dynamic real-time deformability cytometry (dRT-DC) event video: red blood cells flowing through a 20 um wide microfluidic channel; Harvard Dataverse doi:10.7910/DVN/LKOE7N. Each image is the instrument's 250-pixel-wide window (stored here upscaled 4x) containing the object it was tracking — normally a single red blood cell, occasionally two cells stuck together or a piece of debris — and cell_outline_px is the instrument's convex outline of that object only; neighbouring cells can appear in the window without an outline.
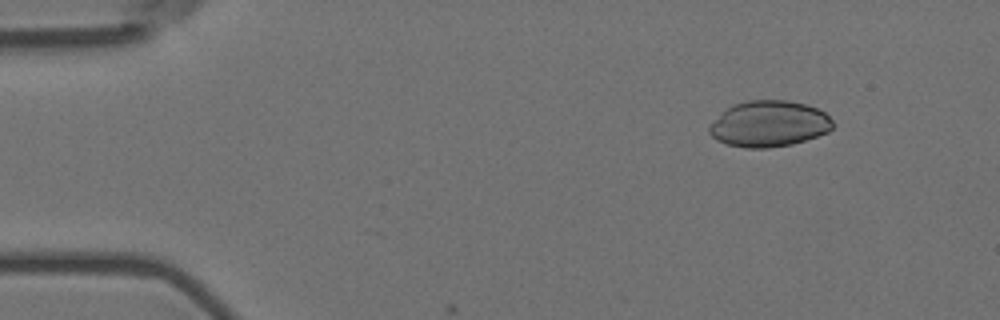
{"species": "Egyptian fruit bat (a non-hibernating species)", "species_latin": "Rousettus aegyptiacus", "temperature_condition": "room temperature", "stored_images_in_passage": 4, "camera_frame_rate_fps": 3000, "um_per_image_px": 0.085, "animal": {"sex": "female"}, "frame": {"image": 1, "passage_image": 2, "time_ms": 0.333, "image_size_px": [1000, 320], "cell_outline_px": [[836, 124], [828, 132], [792, 144], [768, 148], [744, 148], [728, 144], [716, 140], [708, 132], [708, 128], [732, 104], [748, 100], [788, 100], [804, 104], [816, 108], [824, 112]], "centroid_in_image_um": [65.39, 10.53], "position_along_channel_um": 19.6, "area_um2": 32.95}}